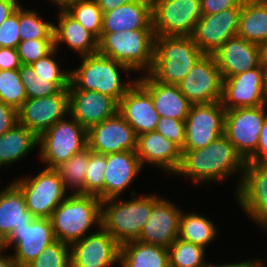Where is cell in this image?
<instances>
[{
	"label": "cell",
	"instance_id": "obj_15",
	"mask_svg": "<svg viewBox=\"0 0 267 267\" xmlns=\"http://www.w3.org/2000/svg\"><path fill=\"white\" fill-rule=\"evenodd\" d=\"M236 196L243 211L258 226H267V163L246 162Z\"/></svg>",
	"mask_w": 267,
	"mask_h": 267
},
{
	"label": "cell",
	"instance_id": "obj_8",
	"mask_svg": "<svg viewBox=\"0 0 267 267\" xmlns=\"http://www.w3.org/2000/svg\"><path fill=\"white\" fill-rule=\"evenodd\" d=\"M22 177L13 182L21 189L27 209L35 218L50 219L54 209L67 197L59 172L44 168L35 177Z\"/></svg>",
	"mask_w": 267,
	"mask_h": 267
},
{
	"label": "cell",
	"instance_id": "obj_2",
	"mask_svg": "<svg viewBox=\"0 0 267 267\" xmlns=\"http://www.w3.org/2000/svg\"><path fill=\"white\" fill-rule=\"evenodd\" d=\"M101 216L102 201L97 196L72 193L54 209L50 220L56 239L71 245L89 234L94 225L98 230Z\"/></svg>",
	"mask_w": 267,
	"mask_h": 267
},
{
	"label": "cell",
	"instance_id": "obj_49",
	"mask_svg": "<svg viewBox=\"0 0 267 267\" xmlns=\"http://www.w3.org/2000/svg\"><path fill=\"white\" fill-rule=\"evenodd\" d=\"M17 49L0 47V70H13L21 67Z\"/></svg>",
	"mask_w": 267,
	"mask_h": 267
},
{
	"label": "cell",
	"instance_id": "obj_10",
	"mask_svg": "<svg viewBox=\"0 0 267 267\" xmlns=\"http://www.w3.org/2000/svg\"><path fill=\"white\" fill-rule=\"evenodd\" d=\"M225 113L221 101L192 104L185 119V144L181 150L203 148L223 136Z\"/></svg>",
	"mask_w": 267,
	"mask_h": 267
},
{
	"label": "cell",
	"instance_id": "obj_37",
	"mask_svg": "<svg viewBox=\"0 0 267 267\" xmlns=\"http://www.w3.org/2000/svg\"><path fill=\"white\" fill-rule=\"evenodd\" d=\"M54 23L45 22L36 10L19 7L20 41L29 39H54Z\"/></svg>",
	"mask_w": 267,
	"mask_h": 267
},
{
	"label": "cell",
	"instance_id": "obj_54",
	"mask_svg": "<svg viewBox=\"0 0 267 267\" xmlns=\"http://www.w3.org/2000/svg\"><path fill=\"white\" fill-rule=\"evenodd\" d=\"M3 251H5L4 248L0 246V267H16L12 256L4 255ZM1 252L3 255L1 254Z\"/></svg>",
	"mask_w": 267,
	"mask_h": 267
},
{
	"label": "cell",
	"instance_id": "obj_31",
	"mask_svg": "<svg viewBox=\"0 0 267 267\" xmlns=\"http://www.w3.org/2000/svg\"><path fill=\"white\" fill-rule=\"evenodd\" d=\"M37 145L38 136L25 126L16 123L0 136V166L18 162Z\"/></svg>",
	"mask_w": 267,
	"mask_h": 267
},
{
	"label": "cell",
	"instance_id": "obj_46",
	"mask_svg": "<svg viewBox=\"0 0 267 267\" xmlns=\"http://www.w3.org/2000/svg\"><path fill=\"white\" fill-rule=\"evenodd\" d=\"M244 0H200L201 14L211 15L232 7H242Z\"/></svg>",
	"mask_w": 267,
	"mask_h": 267
},
{
	"label": "cell",
	"instance_id": "obj_30",
	"mask_svg": "<svg viewBox=\"0 0 267 267\" xmlns=\"http://www.w3.org/2000/svg\"><path fill=\"white\" fill-rule=\"evenodd\" d=\"M121 267H169L168 248L131 240L121 244Z\"/></svg>",
	"mask_w": 267,
	"mask_h": 267
},
{
	"label": "cell",
	"instance_id": "obj_32",
	"mask_svg": "<svg viewBox=\"0 0 267 267\" xmlns=\"http://www.w3.org/2000/svg\"><path fill=\"white\" fill-rule=\"evenodd\" d=\"M237 36L256 44L267 40V0H244Z\"/></svg>",
	"mask_w": 267,
	"mask_h": 267
},
{
	"label": "cell",
	"instance_id": "obj_48",
	"mask_svg": "<svg viewBox=\"0 0 267 267\" xmlns=\"http://www.w3.org/2000/svg\"><path fill=\"white\" fill-rule=\"evenodd\" d=\"M246 162L267 163V115L260 130L257 150L246 160Z\"/></svg>",
	"mask_w": 267,
	"mask_h": 267
},
{
	"label": "cell",
	"instance_id": "obj_3",
	"mask_svg": "<svg viewBox=\"0 0 267 267\" xmlns=\"http://www.w3.org/2000/svg\"><path fill=\"white\" fill-rule=\"evenodd\" d=\"M204 55L192 36H155V50L148 74L157 82L178 84Z\"/></svg>",
	"mask_w": 267,
	"mask_h": 267
},
{
	"label": "cell",
	"instance_id": "obj_16",
	"mask_svg": "<svg viewBox=\"0 0 267 267\" xmlns=\"http://www.w3.org/2000/svg\"><path fill=\"white\" fill-rule=\"evenodd\" d=\"M120 244L102 226L70 245L71 267H111L120 260Z\"/></svg>",
	"mask_w": 267,
	"mask_h": 267
},
{
	"label": "cell",
	"instance_id": "obj_33",
	"mask_svg": "<svg viewBox=\"0 0 267 267\" xmlns=\"http://www.w3.org/2000/svg\"><path fill=\"white\" fill-rule=\"evenodd\" d=\"M217 230L214 222L209 218L190 212L185 214L182 211L178 238L206 249L208 244L217 237Z\"/></svg>",
	"mask_w": 267,
	"mask_h": 267
},
{
	"label": "cell",
	"instance_id": "obj_50",
	"mask_svg": "<svg viewBox=\"0 0 267 267\" xmlns=\"http://www.w3.org/2000/svg\"><path fill=\"white\" fill-rule=\"evenodd\" d=\"M18 0H0V25L20 7Z\"/></svg>",
	"mask_w": 267,
	"mask_h": 267
},
{
	"label": "cell",
	"instance_id": "obj_5",
	"mask_svg": "<svg viewBox=\"0 0 267 267\" xmlns=\"http://www.w3.org/2000/svg\"><path fill=\"white\" fill-rule=\"evenodd\" d=\"M155 34L153 29L101 33L98 53L126 65L131 71L148 73L153 64Z\"/></svg>",
	"mask_w": 267,
	"mask_h": 267
},
{
	"label": "cell",
	"instance_id": "obj_1",
	"mask_svg": "<svg viewBox=\"0 0 267 267\" xmlns=\"http://www.w3.org/2000/svg\"><path fill=\"white\" fill-rule=\"evenodd\" d=\"M245 163L234 145L223 135L206 147L182 150L181 164L175 174L192 178L197 184L213 180L223 181L240 171V184Z\"/></svg>",
	"mask_w": 267,
	"mask_h": 267
},
{
	"label": "cell",
	"instance_id": "obj_34",
	"mask_svg": "<svg viewBox=\"0 0 267 267\" xmlns=\"http://www.w3.org/2000/svg\"><path fill=\"white\" fill-rule=\"evenodd\" d=\"M22 84L25 86L27 98H41L55 95L69 86L70 79H42L36 75L30 64H22L19 68Z\"/></svg>",
	"mask_w": 267,
	"mask_h": 267
},
{
	"label": "cell",
	"instance_id": "obj_22",
	"mask_svg": "<svg viewBox=\"0 0 267 267\" xmlns=\"http://www.w3.org/2000/svg\"><path fill=\"white\" fill-rule=\"evenodd\" d=\"M118 112L137 136L155 131L160 118L151 95L137 81L120 99Z\"/></svg>",
	"mask_w": 267,
	"mask_h": 267
},
{
	"label": "cell",
	"instance_id": "obj_27",
	"mask_svg": "<svg viewBox=\"0 0 267 267\" xmlns=\"http://www.w3.org/2000/svg\"><path fill=\"white\" fill-rule=\"evenodd\" d=\"M153 29L152 1L134 0L103 13L101 33Z\"/></svg>",
	"mask_w": 267,
	"mask_h": 267
},
{
	"label": "cell",
	"instance_id": "obj_28",
	"mask_svg": "<svg viewBox=\"0 0 267 267\" xmlns=\"http://www.w3.org/2000/svg\"><path fill=\"white\" fill-rule=\"evenodd\" d=\"M21 189L12 182L0 191V244L12 233L34 220Z\"/></svg>",
	"mask_w": 267,
	"mask_h": 267
},
{
	"label": "cell",
	"instance_id": "obj_25",
	"mask_svg": "<svg viewBox=\"0 0 267 267\" xmlns=\"http://www.w3.org/2000/svg\"><path fill=\"white\" fill-rule=\"evenodd\" d=\"M136 151H123L106 155L104 200L116 198L130 187L142 170Z\"/></svg>",
	"mask_w": 267,
	"mask_h": 267
},
{
	"label": "cell",
	"instance_id": "obj_57",
	"mask_svg": "<svg viewBox=\"0 0 267 267\" xmlns=\"http://www.w3.org/2000/svg\"><path fill=\"white\" fill-rule=\"evenodd\" d=\"M262 229H264L265 231H267V226L263 227ZM262 267H266V265H264V262H262Z\"/></svg>",
	"mask_w": 267,
	"mask_h": 267
},
{
	"label": "cell",
	"instance_id": "obj_43",
	"mask_svg": "<svg viewBox=\"0 0 267 267\" xmlns=\"http://www.w3.org/2000/svg\"><path fill=\"white\" fill-rule=\"evenodd\" d=\"M56 53L55 48L50 54L31 64L37 76L42 79H70V70H62L59 65L60 61L57 62L54 59Z\"/></svg>",
	"mask_w": 267,
	"mask_h": 267
},
{
	"label": "cell",
	"instance_id": "obj_12",
	"mask_svg": "<svg viewBox=\"0 0 267 267\" xmlns=\"http://www.w3.org/2000/svg\"><path fill=\"white\" fill-rule=\"evenodd\" d=\"M177 85L191 104L221 101L223 78L214 55L204 54Z\"/></svg>",
	"mask_w": 267,
	"mask_h": 267
},
{
	"label": "cell",
	"instance_id": "obj_4",
	"mask_svg": "<svg viewBox=\"0 0 267 267\" xmlns=\"http://www.w3.org/2000/svg\"><path fill=\"white\" fill-rule=\"evenodd\" d=\"M80 67L70 70V83L68 89H81L98 91L113 97L118 103L136 79L122 82L121 72L126 76L131 70L114 59L102 56L99 53L81 57Z\"/></svg>",
	"mask_w": 267,
	"mask_h": 267
},
{
	"label": "cell",
	"instance_id": "obj_24",
	"mask_svg": "<svg viewBox=\"0 0 267 267\" xmlns=\"http://www.w3.org/2000/svg\"><path fill=\"white\" fill-rule=\"evenodd\" d=\"M213 55L223 79L260 65L258 44L239 36L228 39Z\"/></svg>",
	"mask_w": 267,
	"mask_h": 267
},
{
	"label": "cell",
	"instance_id": "obj_18",
	"mask_svg": "<svg viewBox=\"0 0 267 267\" xmlns=\"http://www.w3.org/2000/svg\"><path fill=\"white\" fill-rule=\"evenodd\" d=\"M266 70L257 66L223 79L221 103L225 110L264 105Z\"/></svg>",
	"mask_w": 267,
	"mask_h": 267
},
{
	"label": "cell",
	"instance_id": "obj_47",
	"mask_svg": "<svg viewBox=\"0 0 267 267\" xmlns=\"http://www.w3.org/2000/svg\"><path fill=\"white\" fill-rule=\"evenodd\" d=\"M18 123L17 110L0 101V136Z\"/></svg>",
	"mask_w": 267,
	"mask_h": 267
},
{
	"label": "cell",
	"instance_id": "obj_52",
	"mask_svg": "<svg viewBox=\"0 0 267 267\" xmlns=\"http://www.w3.org/2000/svg\"><path fill=\"white\" fill-rule=\"evenodd\" d=\"M210 267H262V260H247V261H242V262H235V263H227V264H210Z\"/></svg>",
	"mask_w": 267,
	"mask_h": 267
},
{
	"label": "cell",
	"instance_id": "obj_45",
	"mask_svg": "<svg viewBox=\"0 0 267 267\" xmlns=\"http://www.w3.org/2000/svg\"><path fill=\"white\" fill-rule=\"evenodd\" d=\"M20 42L19 8L0 25V47L16 49Z\"/></svg>",
	"mask_w": 267,
	"mask_h": 267
},
{
	"label": "cell",
	"instance_id": "obj_9",
	"mask_svg": "<svg viewBox=\"0 0 267 267\" xmlns=\"http://www.w3.org/2000/svg\"><path fill=\"white\" fill-rule=\"evenodd\" d=\"M202 17L200 0H153L155 36H192Z\"/></svg>",
	"mask_w": 267,
	"mask_h": 267
},
{
	"label": "cell",
	"instance_id": "obj_29",
	"mask_svg": "<svg viewBox=\"0 0 267 267\" xmlns=\"http://www.w3.org/2000/svg\"><path fill=\"white\" fill-rule=\"evenodd\" d=\"M57 25L53 27L56 49L65 43L81 57L98 53V39L67 11H59Z\"/></svg>",
	"mask_w": 267,
	"mask_h": 267
},
{
	"label": "cell",
	"instance_id": "obj_38",
	"mask_svg": "<svg viewBox=\"0 0 267 267\" xmlns=\"http://www.w3.org/2000/svg\"><path fill=\"white\" fill-rule=\"evenodd\" d=\"M67 12L98 40L101 38L103 11L95 0H76Z\"/></svg>",
	"mask_w": 267,
	"mask_h": 267
},
{
	"label": "cell",
	"instance_id": "obj_41",
	"mask_svg": "<svg viewBox=\"0 0 267 267\" xmlns=\"http://www.w3.org/2000/svg\"><path fill=\"white\" fill-rule=\"evenodd\" d=\"M26 267H71L70 245L56 240Z\"/></svg>",
	"mask_w": 267,
	"mask_h": 267
},
{
	"label": "cell",
	"instance_id": "obj_56",
	"mask_svg": "<svg viewBox=\"0 0 267 267\" xmlns=\"http://www.w3.org/2000/svg\"><path fill=\"white\" fill-rule=\"evenodd\" d=\"M264 105H267V72L265 74V83H264Z\"/></svg>",
	"mask_w": 267,
	"mask_h": 267
},
{
	"label": "cell",
	"instance_id": "obj_39",
	"mask_svg": "<svg viewBox=\"0 0 267 267\" xmlns=\"http://www.w3.org/2000/svg\"><path fill=\"white\" fill-rule=\"evenodd\" d=\"M26 99L19 69L0 70V101L18 110Z\"/></svg>",
	"mask_w": 267,
	"mask_h": 267
},
{
	"label": "cell",
	"instance_id": "obj_51",
	"mask_svg": "<svg viewBox=\"0 0 267 267\" xmlns=\"http://www.w3.org/2000/svg\"><path fill=\"white\" fill-rule=\"evenodd\" d=\"M134 0H95L101 10L104 12H108L114 10L115 8L132 2Z\"/></svg>",
	"mask_w": 267,
	"mask_h": 267
},
{
	"label": "cell",
	"instance_id": "obj_7",
	"mask_svg": "<svg viewBox=\"0 0 267 267\" xmlns=\"http://www.w3.org/2000/svg\"><path fill=\"white\" fill-rule=\"evenodd\" d=\"M69 118L58 121L38 137V153L46 168L56 169L88 147L87 129L73 117Z\"/></svg>",
	"mask_w": 267,
	"mask_h": 267
},
{
	"label": "cell",
	"instance_id": "obj_35",
	"mask_svg": "<svg viewBox=\"0 0 267 267\" xmlns=\"http://www.w3.org/2000/svg\"><path fill=\"white\" fill-rule=\"evenodd\" d=\"M89 162V148L73 155L56 168L65 189L71 188L73 194L85 195V173Z\"/></svg>",
	"mask_w": 267,
	"mask_h": 267
},
{
	"label": "cell",
	"instance_id": "obj_40",
	"mask_svg": "<svg viewBox=\"0 0 267 267\" xmlns=\"http://www.w3.org/2000/svg\"><path fill=\"white\" fill-rule=\"evenodd\" d=\"M106 169V155L89 149V162L85 173V195L97 196L104 200V178Z\"/></svg>",
	"mask_w": 267,
	"mask_h": 267
},
{
	"label": "cell",
	"instance_id": "obj_53",
	"mask_svg": "<svg viewBox=\"0 0 267 267\" xmlns=\"http://www.w3.org/2000/svg\"><path fill=\"white\" fill-rule=\"evenodd\" d=\"M260 65L267 71V40L258 44Z\"/></svg>",
	"mask_w": 267,
	"mask_h": 267
},
{
	"label": "cell",
	"instance_id": "obj_42",
	"mask_svg": "<svg viewBox=\"0 0 267 267\" xmlns=\"http://www.w3.org/2000/svg\"><path fill=\"white\" fill-rule=\"evenodd\" d=\"M17 52L21 64H32L55 49L54 39H29L20 41Z\"/></svg>",
	"mask_w": 267,
	"mask_h": 267
},
{
	"label": "cell",
	"instance_id": "obj_36",
	"mask_svg": "<svg viewBox=\"0 0 267 267\" xmlns=\"http://www.w3.org/2000/svg\"><path fill=\"white\" fill-rule=\"evenodd\" d=\"M169 267H210L205 261L206 249L177 238L168 248Z\"/></svg>",
	"mask_w": 267,
	"mask_h": 267
},
{
	"label": "cell",
	"instance_id": "obj_6",
	"mask_svg": "<svg viewBox=\"0 0 267 267\" xmlns=\"http://www.w3.org/2000/svg\"><path fill=\"white\" fill-rule=\"evenodd\" d=\"M160 198L156 194L139 196L126 201L118 197L102 201V227L121 245L137 240L150 215L153 204Z\"/></svg>",
	"mask_w": 267,
	"mask_h": 267
},
{
	"label": "cell",
	"instance_id": "obj_13",
	"mask_svg": "<svg viewBox=\"0 0 267 267\" xmlns=\"http://www.w3.org/2000/svg\"><path fill=\"white\" fill-rule=\"evenodd\" d=\"M51 220L34 218L22 227L13 228L12 233L0 244L5 250L14 245L12 259L16 267H26L51 243L56 241Z\"/></svg>",
	"mask_w": 267,
	"mask_h": 267
},
{
	"label": "cell",
	"instance_id": "obj_55",
	"mask_svg": "<svg viewBox=\"0 0 267 267\" xmlns=\"http://www.w3.org/2000/svg\"><path fill=\"white\" fill-rule=\"evenodd\" d=\"M55 6H59V11H67L76 0H51Z\"/></svg>",
	"mask_w": 267,
	"mask_h": 267
},
{
	"label": "cell",
	"instance_id": "obj_14",
	"mask_svg": "<svg viewBox=\"0 0 267 267\" xmlns=\"http://www.w3.org/2000/svg\"><path fill=\"white\" fill-rule=\"evenodd\" d=\"M68 88L41 98H27L17 110L18 123L38 137L55 123L69 115Z\"/></svg>",
	"mask_w": 267,
	"mask_h": 267
},
{
	"label": "cell",
	"instance_id": "obj_23",
	"mask_svg": "<svg viewBox=\"0 0 267 267\" xmlns=\"http://www.w3.org/2000/svg\"><path fill=\"white\" fill-rule=\"evenodd\" d=\"M136 154L142 166L147 162L173 175L182 160L181 148L156 131L137 136Z\"/></svg>",
	"mask_w": 267,
	"mask_h": 267
},
{
	"label": "cell",
	"instance_id": "obj_11",
	"mask_svg": "<svg viewBox=\"0 0 267 267\" xmlns=\"http://www.w3.org/2000/svg\"><path fill=\"white\" fill-rule=\"evenodd\" d=\"M266 105L226 110L224 135L246 161L256 150Z\"/></svg>",
	"mask_w": 267,
	"mask_h": 267
},
{
	"label": "cell",
	"instance_id": "obj_21",
	"mask_svg": "<svg viewBox=\"0 0 267 267\" xmlns=\"http://www.w3.org/2000/svg\"><path fill=\"white\" fill-rule=\"evenodd\" d=\"M68 93L69 116L87 130L118 112L119 103L106 94L81 89H68Z\"/></svg>",
	"mask_w": 267,
	"mask_h": 267
},
{
	"label": "cell",
	"instance_id": "obj_26",
	"mask_svg": "<svg viewBox=\"0 0 267 267\" xmlns=\"http://www.w3.org/2000/svg\"><path fill=\"white\" fill-rule=\"evenodd\" d=\"M136 81L151 95L154 107L160 117L185 120L192 105L179 90L177 84L155 81L148 73Z\"/></svg>",
	"mask_w": 267,
	"mask_h": 267
},
{
	"label": "cell",
	"instance_id": "obj_17",
	"mask_svg": "<svg viewBox=\"0 0 267 267\" xmlns=\"http://www.w3.org/2000/svg\"><path fill=\"white\" fill-rule=\"evenodd\" d=\"M88 148L100 154L136 151L137 135L131 125L117 112L87 130Z\"/></svg>",
	"mask_w": 267,
	"mask_h": 267
},
{
	"label": "cell",
	"instance_id": "obj_20",
	"mask_svg": "<svg viewBox=\"0 0 267 267\" xmlns=\"http://www.w3.org/2000/svg\"><path fill=\"white\" fill-rule=\"evenodd\" d=\"M182 210L168 199L159 198L152 206L144 229L137 239L145 244L169 248L178 238Z\"/></svg>",
	"mask_w": 267,
	"mask_h": 267
},
{
	"label": "cell",
	"instance_id": "obj_44",
	"mask_svg": "<svg viewBox=\"0 0 267 267\" xmlns=\"http://www.w3.org/2000/svg\"><path fill=\"white\" fill-rule=\"evenodd\" d=\"M156 132L173 141L181 149L185 144V120L160 117L156 125Z\"/></svg>",
	"mask_w": 267,
	"mask_h": 267
},
{
	"label": "cell",
	"instance_id": "obj_19",
	"mask_svg": "<svg viewBox=\"0 0 267 267\" xmlns=\"http://www.w3.org/2000/svg\"><path fill=\"white\" fill-rule=\"evenodd\" d=\"M242 7H232L211 15H202L192 34L204 54H213L228 39L237 36Z\"/></svg>",
	"mask_w": 267,
	"mask_h": 267
}]
</instances>
